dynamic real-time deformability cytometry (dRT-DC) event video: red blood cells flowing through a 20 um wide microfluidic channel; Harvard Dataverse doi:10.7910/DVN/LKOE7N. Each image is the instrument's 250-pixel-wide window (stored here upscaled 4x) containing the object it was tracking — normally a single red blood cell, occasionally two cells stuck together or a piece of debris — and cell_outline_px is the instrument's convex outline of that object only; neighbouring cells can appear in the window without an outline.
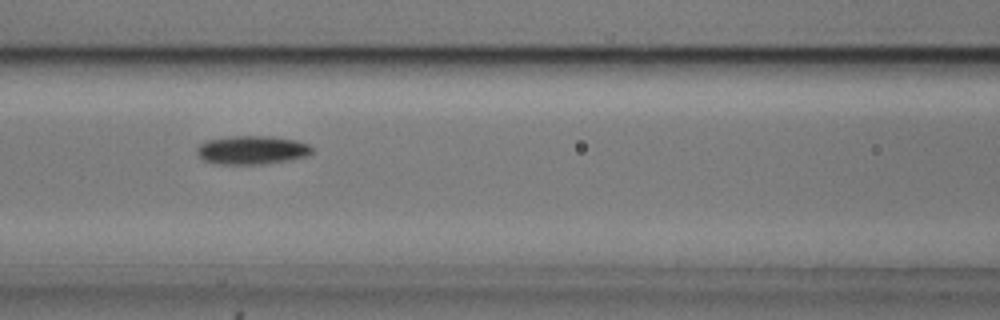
{"species": "common noctule bat (a hibernating species)", "species_latin": "Nyctalus noctula", "temperature_condition": "cold", "stored_images_in_passage": 6, "camera_frame_rate_fps": 3000, "um_per_image_px": 0.085, "animal": {"sex": "male", "body_mass_g": 20.5, "forearm_length_mm": 52.5}, "frame": {"image": 1, "passage_image": 6, "time_ms": 1.667, "image_size_px": [1000, 320], "cell_outline_px": [[312, 152], [308, 156], [288, 160], [260, 164], [216, 164], [204, 160], [196, 152], [196, 148], [200, 144], [208, 140], [232, 136], [272, 136], [296, 140], [308, 144], [312, 148]], "centroid_in_image_um": [21.42, 12.75], "position_along_channel_um": 145.2, "area_um2": 19.13}}